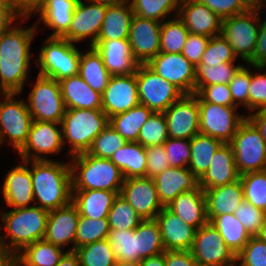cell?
I'll use <instances>...</instances> for the list:
<instances>
[{
  "mask_svg": "<svg viewBox=\"0 0 266 266\" xmlns=\"http://www.w3.org/2000/svg\"><path fill=\"white\" fill-rule=\"evenodd\" d=\"M80 266H115L116 258L108 239L88 243L74 251Z\"/></svg>",
  "mask_w": 266,
  "mask_h": 266,
  "instance_id": "cell-41",
  "label": "cell"
},
{
  "mask_svg": "<svg viewBox=\"0 0 266 266\" xmlns=\"http://www.w3.org/2000/svg\"><path fill=\"white\" fill-rule=\"evenodd\" d=\"M16 255L21 266H55L66 252L45 239L26 246Z\"/></svg>",
  "mask_w": 266,
  "mask_h": 266,
  "instance_id": "cell-39",
  "label": "cell"
},
{
  "mask_svg": "<svg viewBox=\"0 0 266 266\" xmlns=\"http://www.w3.org/2000/svg\"><path fill=\"white\" fill-rule=\"evenodd\" d=\"M239 266H266V241L252 236L237 254Z\"/></svg>",
  "mask_w": 266,
  "mask_h": 266,
  "instance_id": "cell-53",
  "label": "cell"
},
{
  "mask_svg": "<svg viewBox=\"0 0 266 266\" xmlns=\"http://www.w3.org/2000/svg\"><path fill=\"white\" fill-rule=\"evenodd\" d=\"M181 0H131L134 15L162 23L165 15L173 10L178 13Z\"/></svg>",
  "mask_w": 266,
  "mask_h": 266,
  "instance_id": "cell-48",
  "label": "cell"
},
{
  "mask_svg": "<svg viewBox=\"0 0 266 266\" xmlns=\"http://www.w3.org/2000/svg\"><path fill=\"white\" fill-rule=\"evenodd\" d=\"M237 56L222 34L210 38L201 62L204 64H221L234 62Z\"/></svg>",
  "mask_w": 266,
  "mask_h": 266,
  "instance_id": "cell-51",
  "label": "cell"
},
{
  "mask_svg": "<svg viewBox=\"0 0 266 266\" xmlns=\"http://www.w3.org/2000/svg\"><path fill=\"white\" fill-rule=\"evenodd\" d=\"M217 14L222 20L243 13L247 9L241 4L240 0H199Z\"/></svg>",
  "mask_w": 266,
  "mask_h": 266,
  "instance_id": "cell-60",
  "label": "cell"
},
{
  "mask_svg": "<svg viewBox=\"0 0 266 266\" xmlns=\"http://www.w3.org/2000/svg\"><path fill=\"white\" fill-rule=\"evenodd\" d=\"M229 144L239 175L266 170V143L248 119L240 125Z\"/></svg>",
  "mask_w": 266,
  "mask_h": 266,
  "instance_id": "cell-8",
  "label": "cell"
},
{
  "mask_svg": "<svg viewBox=\"0 0 266 266\" xmlns=\"http://www.w3.org/2000/svg\"><path fill=\"white\" fill-rule=\"evenodd\" d=\"M239 178L233 149L230 144H222L214 153L207 171L199 179V187L203 190L216 188Z\"/></svg>",
  "mask_w": 266,
  "mask_h": 266,
  "instance_id": "cell-26",
  "label": "cell"
},
{
  "mask_svg": "<svg viewBox=\"0 0 266 266\" xmlns=\"http://www.w3.org/2000/svg\"><path fill=\"white\" fill-rule=\"evenodd\" d=\"M166 251H190L196 228L185 223L167 207L156 216Z\"/></svg>",
  "mask_w": 266,
  "mask_h": 266,
  "instance_id": "cell-23",
  "label": "cell"
},
{
  "mask_svg": "<svg viewBox=\"0 0 266 266\" xmlns=\"http://www.w3.org/2000/svg\"><path fill=\"white\" fill-rule=\"evenodd\" d=\"M119 193L108 190L72 191L71 202L78 209L79 215L97 220L108 217L114 199Z\"/></svg>",
  "mask_w": 266,
  "mask_h": 266,
  "instance_id": "cell-32",
  "label": "cell"
},
{
  "mask_svg": "<svg viewBox=\"0 0 266 266\" xmlns=\"http://www.w3.org/2000/svg\"><path fill=\"white\" fill-rule=\"evenodd\" d=\"M135 76L140 104L154 113H164L184 95L179 88L163 79L147 64H138Z\"/></svg>",
  "mask_w": 266,
  "mask_h": 266,
  "instance_id": "cell-7",
  "label": "cell"
},
{
  "mask_svg": "<svg viewBox=\"0 0 266 266\" xmlns=\"http://www.w3.org/2000/svg\"><path fill=\"white\" fill-rule=\"evenodd\" d=\"M191 255L198 266H235L237 255L210 223L196 230Z\"/></svg>",
  "mask_w": 266,
  "mask_h": 266,
  "instance_id": "cell-13",
  "label": "cell"
},
{
  "mask_svg": "<svg viewBox=\"0 0 266 266\" xmlns=\"http://www.w3.org/2000/svg\"><path fill=\"white\" fill-rule=\"evenodd\" d=\"M43 0H20V17L27 18Z\"/></svg>",
  "mask_w": 266,
  "mask_h": 266,
  "instance_id": "cell-66",
  "label": "cell"
},
{
  "mask_svg": "<svg viewBox=\"0 0 266 266\" xmlns=\"http://www.w3.org/2000/svg\"><path fill=\"white\" fill-rule=\"evenodd\" d=\"M247 63L252 66L266 65V20L260 23L254 53Z\"/></svg>",
  "mask_w": 266,
  "mask_h": 266,
  "instance_id": "cell-61",
  "label": "cell"
},
{
  "mask_svg": "<svg viewBox=\"0 0 266 266\" xmlns=\"http://www.w3.org/2000/svg\"><path fill=\"white\" fill-rule=\"evenodd\" d=\"M166 207L197 230L209 223L205 191L200 187L179 194Z\"/></svg>",
  "mask_w": 266,
  "mask_h": 266,
  "instance_id": "cell-28",
  "label": "cell"
},
{
  "mask_svg": "<svg viewBox=\"0 0 266 266\" xmlns=\"http://www.w3.org/2000/svg\"><path fill=\"white\" fill-rule=\"evenodd\" d=\"M200 133L214 137L223 144H229L247 116L235 113L237 107L204 102L198 96Z\"/></svg>",
  "mask_w": 266,
  "mask_h": 266,
  "instance_id": "cell-12",
  "label": "cell"
},
{
  "mask_svg": "<svg viewBox=\"0 0 266 266\" xmlns=\"http://www.w3.org/2000/svg\"><path fill=\"white\" fill-rule=\"evenodd\" d=\"M110 230H134L143 219L119 194L108 213Z\"/></svg>",
  "mask_w": 266,
  "mask_h": 266,
  "instance_id": "cell-45",
  "label": "cell"
},
{
  "mask_svg": "<svg viewBox=\"0 0 266 266\" xmlns=\"http://www.w3.org/2000/svg\"><path fill=\"white\" fill-rule=\"evenodd\" d=\"M35 27H10L0 33V90L3 93L21 94L29 70Z\"/></svg>",
  "mask_w": 266,
  "mask_h": 266,
  "instance_id": "cell-1",
  "label": "cell"
},
{
  "mask_svg": "<svg viewBox=\"0 0 266 266\" xmlns=\"http://www.w3.org/2000/svg\"><path fill=\"white\" fill-rule=\"evenodd\" d=\"M169 138L191 139L200 133V114L197 94H184L165 112Z\"/></svg>",
  "mask_w": 266,
  "mask_h": 266,
  "instance_id": "cell-14",
  "label": "cell"
},
{
  "mask_svg": "<svg viewBox=\"0 0 266 266\" xmlns=\"http://www.w3.org/2000/svg\"><path fill=\"white\" fill-rule=\"evenodd\" d=\"M146 176L153 178L170 167L168 155L163 145L146 147Z\"/></svg>",
  "mask_w": 266,
  "mask_h": 266,
  "instance_id": "cell-57",
  "label": "cell"
},
{
  "mask_svg": "<svg viewBox=\"0 0 266 266\" xmlns=\"http://www.w3.org/2000/svg\"><path fill=\"white\" fill-rule=\"evenodd\" d=\"M13 266H21V263L17 259H15Z\"/></svg>",
  "mask_w": 266,
  "mask_h": 266,
  "instance_id": "cell-74",
  "label": "cell"
},
{
  "mask_svg": "<svg viewBox=\"0 0 266 266\" xmlns=\"http://www.w3.org/2000/svg\"><path fill=\"white\" fill-rule=\"evenodd\" d=\"M153 180L163 207L168 206L179 194L199 187V179L188 167H168Z\"/></svg>",
  "mask_w": 266,
  "mask_h": 266,
  "instance_id": "cell-24",
  "label": "cell"
},
{
  "mask_svg": "<svg viewBox=\"0 0 266 266\" xmlns=\"http://www.w3.org/2000/svg\"><path fill=\"white\" fill-rule=\"evenodd\" d=\"M87 1H91V2H94V3H100V4H105L107 6H112V5L125 4V3H128L131 0H87Z\"/></svg>",
  "mask_w": 266,
  "mask_h": 266,
  "instance_id": "cell-71",
  "label": "cell"
},
{
  "mask_svg": "<svg viewBox=\"0 0 266 266\" xmlns=\"http://www.w3.org/2000/svg\"><path fill=\"white\" fill-rule=\"evenodd\" d=\"M209 40L210 37L189 33L181 54L191 64L197 67L201 62L202 55L206 50Z\"/></svg>",
  "mask_w": 266,
  "mask_h": 266,
  "instance_id": "cell-58",
  "label": "cell"
},
{
  "mask_svg": "<svg viewBox=\"0 0 266 266\" xmlns=\"http://www.w3.org/2000/svg\"><path fill=\"white\" fill-rule=\"evenodd\" d=\"M72 191L108 190L120 192L124 177L120 169L110 160L99 158L87 152L72 156ZM78 174H75L78 170Z\"/></svg>",
  "mask_w": 266,
  "mask_h": 266,
  "instance_id": "cell-3",
  "label": "cell"
},
{
  "mask_svg": "<svg viewBox=\"0 0 266 266\" xmlns=\"http://www.w3.org/2000/svg\"><path fill=\"white\" fill-rule=\"evenodd\" d=\"M177 15L189 33L210 38L221 34L222 19L199 0H181Z\"/></svg>",
  "mask_w": 266,
  "mask_h": 266,
  "instance_id": "cell-21",
  "label": "cell"
},
{
  "mask_svg": "<svg viewBox=\"0 0 266 266\" xmlns=\"http://www.w3.org/2000/svg\"><path fill=\"white\" fill-rule=\"evenodd\" d=\"M260 10H247L222 20L221 34L234 54L248 61L254 53L260 26Z\"/></svg>",
  "mask_w": 266,
  "mask_h": 266,
  "instance_id": "cell-9",
  "label": "cell"
},
{
  "mask_svg": "<svg viewBox=\"0 0 266 266\" xmlns=\"http://www.w3.org/2000/svg\"><path fill=\"white\" fill-rule=\"evenodd\" d=\"M127 141L109 124L93 141L88 154L110 159Z\"/></svg>",
  "mask_w": 266,
  "mask_h": 266,
  "instance_id": "cell-50",
  "label": "cell"
},
{
  "mask_svg": "<svg viewBox=\"0 0 266 266\" xmlns=\"http://www.w3.org/2000/svg\"><path fill=\"white\" fill-rule=\"evenodd\" d=\"M223 143L214 137L196 134L190 139L189 170L200 179L211 164L214 153Z\"/></svg>",
  "mask_w": 266,
  "mask_h": 266,
  "instance_id": "cell-36",
  "label": "cell"
},
{
  "mask_svg": "<svg viewBox=\"0 0 266 266\" xmlns=\"http://www.w3.org/2000/svg\"><path fill=\"white\" fill-rule=\"evenodd\" d=\"M17 17L20 16L9 5L0 4V33L8 29Z\"/></svg>",
  "mask_w": 266,
  "mask_h": 266,
  "instance_id": "cell-64",
  "label": "cell"
},
{
  "mask_svg": "<svg viewBox=\"0 0 266 266\" xmlns=\"http://www.w3.org/2000/svg\"><path fill=\"white\" fill-rule=\"evenodd\" d=\"M55 266H80L78 255L67 251Z\"/></svg>",
  "mask_w": 266,
  "mask_h": 266,
  "instance_id": "cell-67",
  "label": "cell"
},
{
  "mask_svg": "<svg viewBox=\"0 0 266 266\" xmlns=\"http://www.w3.org/2000/svg\"><path fill=\"white\" fill-rule=\"evenodd\" d=\"M255 69H262V68H265L266 67V65H264V66H253Z\"/></svg>",
  "mask_w": 266,
  "mask_h": 266,
  "instance_id": "cell-75",
  "label": "cell"
},
{
  "mask_svg": "<svg viewBox=\"0 0 266 266\" xmlns=\"http://www.w3.org/2000/svg\"><path fill=\"white\" fill-rule=\"evenodd\" d=\"M147 65L184 94L195 93L196 67L181 53L160 52Z\"/></svg>",
  "mask_w": 266,
  "mask_h": 266,
  "instance_id": "cell-15",
  "label": "cell"
},
{
  "mask_svg": "<svg viewBox=\"0 0 266 266\" xmlns=\"http://www.w3.org/2000/svg\"><path fill=\"white\" fill-rule=\"evenodd\" d=\"M109 231L108 218L93 220L79 215L75 237V249L88 243L108 239Z\"/></svg>",
  "mask_w": 266,
  "mask_h": 266,
  "instance_id": "cell-44",
  "label": "cell"
},
{
  "mask_svg": "<svg viewBox=\"0 0 266 266\" xmlns=\"http://www.w3.org/2000/svg\"><path fill=\"white\" fill-rule=\"evenodd\" d=\"M141 266H166L165 265V252L155 256L144 258L140 261Z\"/></svg>",
  "mask_w": 266,
  "mask_h": 266,
  "instance_id": "cell-68",
  "label": "cell"
},
{
  "mask_svg": "<svg viewBox=\"0 0 266 266\" xmlns=\"http://www.w3.org/2000/svg\"><path fill=\"white\" fill-rule=\"evenodd\" d=\"M0 215L7 231V235L1 236V241L15 255L26 246L44 239L49 215L48 210L35 205L15 208ZM7 237L11 238L10 244L4 240Z\"/></svg>",
  "mask_w": 266,
  "mask_h": 266,
  "instance_id": "cell-4",
  "label": "cell"
},
{
  "mask_svg": "<svg viewBox=\"0 0 266 266\" xmlns=\"http://www.w3.org/2000/svg\"><path fill=\"white\" fill-rule=\"evenodd\" d=\"M170 167H187L190 162V140L168 138L163 144Z\"/></svg>",
  "mask_w": 266,
  "mask_h": 266,
  "instance_id": "cell-55",
  "label": "cell"
},
{
  "mask_svg": "<svg viewBox=\"0 0 266 266\" xmlns=\"http://www.w3.org/2000/svg\"><path fill=\"white\" fill-rule=\"evenodd\" d=\"M247 119L257 128L266 143V107L258 109L254 114L247 115Z\"/></svg>",
  "mask_w": 266,
  "mask_h": 266,
  "instance_id": "cell-63",
  "label": "cell"
},
{
  "mask_svg": "<svg viewBox=\"0 0 266 266\" xmlns=\"http://www.w3.org/2000/svg\"><path fill=\"white\" fill-rule=\"evenodd\" d=\"M119 195L143 220H155L163 209L154 180L148 176L124 179Z\"/></svg>",
  "mask_w": 266,
  "mask_h": 266,
  "instance_id": "cell-16",
  "label": "cell"
},
{
  "mask_svg": "<svg viewBox=\"0 0 266 266\" xmlns=\"http://www.w3.org/2000/svg\"><path fill=\"white\" fill-rule=\"evenodd\" d=\"M0 4L9 5L20 16V0H0Z\"/></svg>",
  "mask_w": 266,
  "mask_h": 266,
  "instance_id": "cell-70",
  "label": "cell"
},
{
  "mask_svg": "<svg viewBox=\"0 0 266 266\" xmlns=\"http://www.w3.org/2000/svg\"><path fill=\"white\" fill-rule=\"evenodd\" d=\"M139 261L165 252L159 225L155 220H143L136 227Z\"/></svg>",
  "mask_w": 266,
  "mask_h": 266,
  "instance_id": "cell-40",
  "label": "cell"
},
{
  "mask_svg": "<svg viewBox=\"0 0 266 266\" xmlns=\"http://www.w3.org/2000/svg\"><path fill=\"white\" fill-rule=\"evenodd\" d=\"M16 255L0 241V266H13Z\"/></svg>",
  "mask_w": 266,
  "mask_h": 266,
  "instance_id": "cell-65",
  "label": "cell"
},
{
  "mask_svg": "<svg viewBox=\"0 0 266 266\" xmlns=\"http://www.w3.org/2000/svg\"><path fill=\"white\" fill-rule=\"evenodd\" d=\"M108 240L117 261H139L136 228L134 230H110Z\"/></svg>",
  "mask_w": 266,
  "mask_h": 266,
  "instance_id": "cell-46",
  "label": "cell"
},
{
  "mask_svg": "<svg viewBox=\"0 0 266 266\" xmlns=\"http://www.w3.org/2000/svg\"><path fill=\"white\" fill-rule=\"evenodd\" d=\"M195 94H197L204 102H210L221 106L237 107L233 103L228 84L195 86Z\"/></svg>",
  "mask_w": 266,
  "mask_h": 266,
  "instance_id": "cell-56",
  "label": "cell"
},
{
  "mask_svg": "<svg viewBox=\"0 0 266 266\" xmlns=\"http://www.w3.org/2000/svg\"><path fill=\"white\" fill-rule=\"evenodd\" d=\"M109 124L102 109H66L60 125L63 144L65 139L71 144V156L87 152Z\"/></svg>",
  "mask_w": 266,
  "mask_h": 266,
  "instance_id": "cell-5",
  "label": "cell"
},
{
  "mask_svg": "<svg viewBox=\"0 0 266 266\" xmlns=\"http://www.w3.org/2000/svg\"><path fill=\"white\" fill-rule=\"evenodd\" d=\"M161 25L157 20L133 16L128 41L138 64H147L160 53Z\"/></svg>",
  "mask_w": 266,
  "mask_h": 266,
  "instance_id": "cell-17",
  "label": "cell"
},
{
  "mask_svg": "<svg viewBox=\"0 0 266 266\" xmlns=\"http://www.w3.org/2000/svg\"><path fill=\"white\" fill-rule=\"evenodd\" d=\"M59 84L66 109H102V95L79 74L64 78Z\"/></svg>",
  "mask_w": 266,
  "mask_h": 266,
  "instance_id": "cell-29",
  "label": "cell"
},
{
  "mask_svg": "<svg viewBox=\"0 0 266 266\" xmlns=\"http://www.w3.org/2000/svg\"><path fill=\"white\" fill-rule=\"evenodd\" d=\"M110 160L120 169L124 179L146 176V147L137 141L127 142L112 154Z\"/></svg>",
  "mask_w": 266,
  "mask_h": 266,
  "instance_id": "cell-33",
  "label": "cell"
},
{
  "mask_svg": "<svg viewBox=\"0 0 266 266\" xmlns=\"http://www.w3.org/2000/svg\"><path fill=\"white\" fill-rule=\"evenodd\" d=\"M235 63L204 64L196 67L195 86H208L214 84H229L241 65Z\"/></svg>",
  "mask_w": 266,
  "mask_h": 266,
  "instance_id": "cell-42",
  "label": "cell"
},
{
  "mask_svg": "<svg viewBox=\"0 0 266 266\" xmlns=\"http://www.w3.org/2000/svg\"><path fill=\"white\" fill-rule=\"evenodd\" d=\"M22 162L25 166L17 165L8 171L1 190L6 204L13 209L28 207L34 200L29 161Z\"/></svg>",
  "mask_w": 266,
  "mask_h": 266,
  "instance_id": "cell-27",
  "label": "cell"
},
{
  "mask_svg": "<svg viewBox=\"0 0 266 266\" xmlns=\"http://www.w3.org/2000/svg\"><path fill=\"white\" fill-rule=\"evenodd\" d=\"M80 53L73 43L60 37H48L40 50V72L56 81L78 74Z\"/></svg>",
  "mask_w": 266,
  "mask_h": 266,
  "instance_id": "cell-6",
  "label": "cell"
},
{
  "mask_svg": "<svg viewBox=\"0 0 266 266\" xmlns=\"http://www.w3.org/2000/svg\"><path fill=\"white\" fill-rule=\"evenodd\" d=\"M244 200L266 212V170L240 175Z\"/></svg>",
  "mask_w": 266,
  "mask_h": 266,
  "instance_id": "cell-47",
  "label": "cell"
},
{
  "mask_svg": "<svg viewBox=\"0 0 266 266\" xmlns=\"http://www.w3.org/2000/svg\"><path fill=\"white\" fill-rule=\"evenodd\" d=\"M115 266H141L140 261H117Z\"/></svg>",
  "mask_w": 266,
  "mask_h": 266,
  "instance_id": "cell-73",
  "label": "cell"
},
{
  "mask_svg": "<svg viewBox=\"0 0 266 266\" xmlns=\"http://www.w3.org/2000/svg\"><path fill=\"white\" fill-rule=\"evenodd\" d=\"M0 102V144L7 135L17 152L24 146L33 122V117L24 101L15 100L17 93H3Z\"/></svg>",
  "mask_w": 266,
  "mask_h": 266,
  "instance_id": "cell-11",
  "label": "cell"
},
{
  "mask_svg": "<svg viewBox=\"0 0 266 266\" xmlns=\"http://www.w3.org/2000/svg\"><path fill=\"white\" fill-rule=\"evenodd\" d=\"M28 99L27 107L33 120L61 123L66 106L58 81L38 74Z\"/></svg>",
  "mask_w": 266,
  "mask_h": 266,
  "instance_id": "cell-10",
  "label": "cell"
},
{
  "mask_svg": "<svg viewBox=\"0 0 266 266\" xmlns=\"http://www.w3.org/2000/svg\"><path fill=\"white\" fill-rule=\"evenodd\" d=\"M93 47L112 76L135 73L138 63L134 60L128 39L97 40Z\"/></svg>",
  "mask_w": 266,
  "mask_h": 266,
  "instance_id": "cell-25",
  "label": "cell"
},
{
  "mask_svg": "<svg viewBox=\"0 0 266 266\" xmlns=\"http://www.w3.org/2000/svg\"><path fill=\"white\" fill-rule=\"evenodd\" d=\"M188 35L189 31L180 18L162 22L160 52L181 53Z\"/></svg>",
  "mask_w": 266,
  "mask_h": 266,
  "instance_id": "cell-43",
  "label": "cell"
},
{
  "mask_svg": "<svg viewBox=\"0 0 266 266\" xmlns=\"http://www.w3.org/2000/svg\"><path fill=\"white\" fill-rule=\"evenodd\" d=\"M251 84V71L241 66L235 73L233 79L230 81L229 88L233 103L238 105L246 106L249 110V88Z\"/></svg>",
  "mask_w": 266,
  "mask_h": 266,
  "instance_id": "cell-54",
  "label": "cell"
},
{
  "mask_svg": "<svg viewBox=\"0 0 266 266\" xmlns=\"http://www.w3.org/2000/svg\"><path fill=\"white\" fill-rule=\"evenodd\" d=\"M237 255L252 237L234 214H221L209 222Z\"/></svg>",
  "mask_w": 266,
  "mask_h": 266,
  "instance_id": "cell-38",
  "label": "cell"
},
{
  "mask_svg": "<svg viewBox=\"0 0 266 266\" xmlns=\"http://www.w3.org/2000/svg\"><path fill=\"white\" fill-rule=\"evenodd\" d=\"M78 74L95 91L102 94L108 86L111 74L106 69L101 55L90 46V51L80 53Z\"/></svg>",
  "mask_w": 266,
  "mask_h": 266,
  "instance_id": "cell-35",
  "label": "cell"
},
{
  "mask_svg": "<svg viewBox=\"0 0 266 266\" xmlns=\"http://www.w3.org/2000/svg\"><path fill=\"white\" fill-rule=\"evenodd\" d=\"M102 95V110L109 117L140 104L135 73L111 76Z\"/></svg>",
  "mask_w": 266,
  "mask_h": 266,
  "instance_id": "cell-18",
  "label": "cell"
},
{
  "mask_svg": "<svg viewBox=\"0 0 266 266\" xmlns=\"http://www.w3.org/2000/svg\"><path fill=\"white\" fill-rule=\"evenodd\" d=\"M207 216L209 222L221 214H233L244 200L240 178L226 185L205 189Z\"/></svg>",
  "mask_w": 266,
  "mask_h": 266,
  "instance_id": "cell-30",
  "label": "cell"
},
{
  "mask_svg": "<svg viewBox=\"0 0 266 266\" xmlns=\"http://www.w3.org/2000/svg\"><path fill=\"white\" fill-rule=\"evenodd\" d=\"M34 200L48 211L66 206L72 199L70 164L32 160L30 169Z\"/></svg>",
  "mask_w": 266,
  "mask_h": 266,
  "instance_id": "cell-2",
  "label": "cell"
},
{
  "mask_svg": "<svg viewBox=\"0 0 266 266\" xmlns=\"http://www.w3.org/2000/svg\"><path fill=\"white\" fill-rule=\"evenodd\" d=\"M164 113H153L140 129L138 141L143 147L163 145L168 139Z\"/></svg>",
  "mask_w": 266,
  "mask_h": 266,
  "instance_id": "cell-49",
  "label": "cell"
},
{
  "mask_svg": "<svg viewBox=\"0 0 266 266\" xmlns=\"http://www.w3.org/2000/svg\"><path fill=\"white\" fill-rule=\"evenodd\" d=\"M166 266H198L190 251H165Z\"/></svg>",
  "mask_w": 266,
  "mask_h": 266,
  "instance_id": "cell-62",
  "label": "cell"
},
{
  "mask_svg": "<svg viewBox=\"0 0 266 266\" xmlns=\"http://www.w3.org/2000/svg\"><path fill=\"white\" fill-rule=\"evenodd\" d=\"M78 0H43L33 12H39L45 26L55 30L50 37H62L72 21Z\"/></svg>",
  "mask_w": 266,
  "mask_h": 266,
  "instance_id": "cell-31",
  "label": "cell"
},
{
  "mask_svg": "<svg viewBox=\"0 0 266 266\" xmlns=\"http://www.w3.org/2000/svg\"><path fill=\"white\" fill-rule=\"evenodd\" d=\"M251 236H256L264 222L266 212L243 200L233 213Z\"/></svg>",
  "mask_w": 266,
  "mask_h": 266,
  "instance_id": "cell-52",
  "label": "cell"
},
{
  "mask_svg": "<svg viewBox=\"0 0 266 266\" xmlns=\"http://www.w3.org/2000/svg\"><path fill=\"white\" fill-rule=\"evenodd\" d=\"M240 2L247 10H260L264 7L262 0H240Z\"/></svg>",
  "mask_w": 266,
  "mask_h": 266,
  "instance_id": "cell-69",
  "label": "cell"
},
{
  "mask_svg": "<svg viewBox=\"0 0 266 266\" xmlns=\"http://www.w3.org/2000/svg\"><path fill=\"white\" fill-rule=\"evenodd\" d=\"M78 219V209L72 202L58 209L50 210L44 239L60 248L71 242L73 247L68 252L75 251Z\"/></svg>",
  "mask_w": 266,
  "mask_h": 266,
  "instance_id": "cell-22",
  "label": "cell"
},
{
  "mask_svg": "<svg viewBox=\"0 0 266 266\" xmlns=\"http://www.w3.org/2000/svg\"><path fill=\"white\" fill-rule=\"evenodd\" d=\"M88 2L90 4L85 5L86 3H83L82 0H78L69 30L61 38L73 43L92 36L90 46L96 43L103 25L107 5Z\"/></svg>",
  "mask_w": 266,
  "mask_h": 266,
  "instance_id": "cell-20",
  "label": "cell"
},
{
  "mask_svg": "<svg viewBox=\"0 0 266 266\" xmlns=\"http://www.w3.org/2000/svg\"><path fill=\"white\" fill-rule=\"evenodd\" d=\"M154 112L139 104L128 111L112 116L110 125L127 141H138L140 129Z\"/></svg>",
  "mask_w": 266,
  "mask_h": 266,
  "instance_id": "cell-37",
  "label": "cell"
},
{
  "mask_svg": "<svg viewBox=\"0 0 266 266\" xmlns=\"http://www.w3.org/2000/svg\"><path fill=\"white\" fill-rule=\"evenodd\" d=\"M57 125L61 123L33 120L27 141L18 151L23 161L50 160L42 155L62 150V131H59ZM31 150L36 154L30 155Z\"/></svg>",
  "mask_w": 266,
  "mask_h": 266,
  "instance_id": "cell-19",
  "label": "cell"
},
{
  "mask_svg": "<svg viewBox=\"0 0 266 266\" xmlns=\"http://www.w3.org/2000/svg\"><path fill=\"white\" fill-rule=\"evenodd\" d=\"M134 13L131 4L107 6L97 40L128 39Z\"/></svg>",
  "mask_w": 266,
  "mask_h": 266,
  "instance_id": "cell-34",
  "label": "cell"
},
{
  "mask_svg": "<svg viewBox=\"0 0 266 266\" xmlns=\"http://www.w3.org/2000/svg\"><path fill=\"white\" fill-rule=\"evenodd\" d=\"M259 239L266 241V216L264 219L263 224L260 227V230L258 232V234L256 235Z\"/></svg>",
  "mask_w": 266,
  "mask_h": 266,
  "instance_id": "cell-72",
  "label": "cell"
},
{
  "mask_svg": "<svg viewBox=\"0 0 266 266\" xmlns=\"http://www.w3.org/2000/svg\"><path fill=\"white\" fill-rule=\"evenodd\" d=\"M266 107V73L252 74L249 88V110Z\"/></svg>",
  "mask_w": 266,
  "mask_h": 266,
  "instance_id": "cell-59",
  "label": "cell"
}]
</instances>
